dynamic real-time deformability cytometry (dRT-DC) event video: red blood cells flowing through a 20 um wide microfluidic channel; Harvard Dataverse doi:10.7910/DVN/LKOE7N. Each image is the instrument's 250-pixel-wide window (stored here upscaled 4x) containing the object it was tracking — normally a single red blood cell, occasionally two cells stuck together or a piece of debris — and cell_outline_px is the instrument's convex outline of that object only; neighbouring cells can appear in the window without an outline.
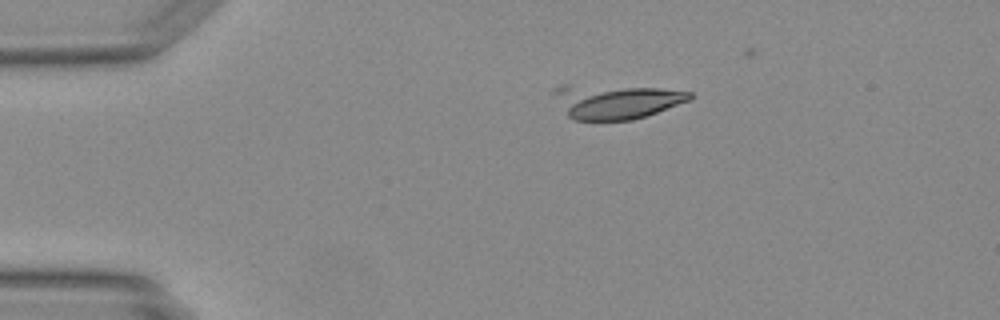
{"species": "Egyptian fruit bat (a non-hibernating species)", "species_latin": "Rousettus aegyptiacus", "temperature_condition": "warm", "stored_images_in_passage": 38, "camera_frame_rate_fps": 3000, "um_per_image_px": 0.085, "animal": {"sex": "female"}, "frame": {"image": 1, "passage_image": 1, "time_ms": 0.0, "image_size_px": [1000, 320], "cell_outline_px": [[692, 100], [632, 120], [576, 120], [568, 116], [552, 92], [552, 88], [560, 84], [568, 84], [660, 88], [692, 92]], "centroid_in_image_um": [52.33, 8.6], "position_along_channel_um": 32.7, "area_um2": 27.28}}
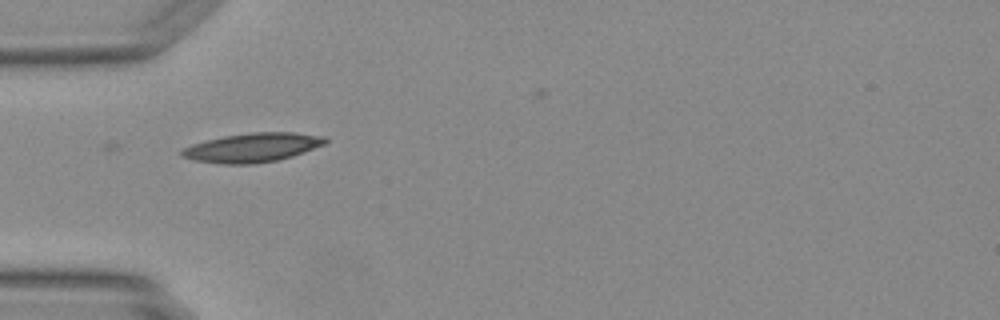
{"frame": {"image": 2, "passage_image": 7, "time_ms": 2.0, "image_size_px": [1000, 320], "cell_outline_px": [[328, 140], [324, 144], [292, 156], [276, 160], [252, 164], [224, 164], [196, 160], [184, 156], [180, 152], [184, 148], [192, 144], [224, 136], [252, 132], [296, 132], [324, 136]], "centroid_in_image_um": [21.49, 12.53], "position_along_channel_um": 63.5, "area_um2": 23.93}}
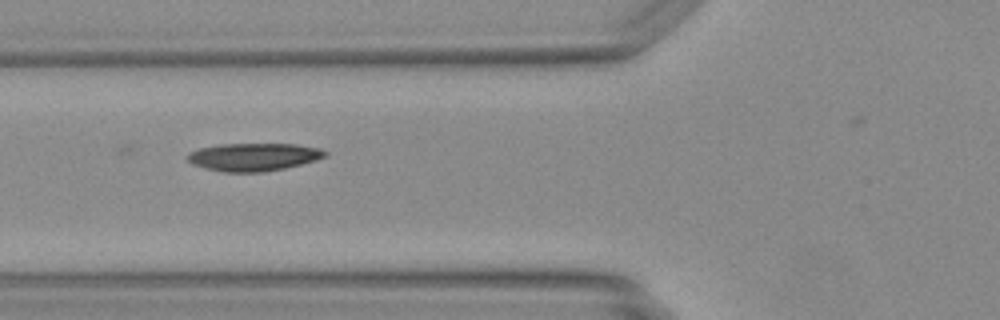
{"frame": {"image": 3, "passage_image": 10, "time_ms": 3.0, "image_size_px": [1000, 320], "cell_outline_px": [[328, 152], [324, 156], [316, 160], [284, 168], [264, 172], [224, 172], [192, 164], [184, 156], [188, 152], [200, 148], [220, 144], [296, 144], [320, 148]], "centroid_in_image_um": [21.53, 13.33], "position_along_channel_um": 104.3, "area_um2": 22.25}}